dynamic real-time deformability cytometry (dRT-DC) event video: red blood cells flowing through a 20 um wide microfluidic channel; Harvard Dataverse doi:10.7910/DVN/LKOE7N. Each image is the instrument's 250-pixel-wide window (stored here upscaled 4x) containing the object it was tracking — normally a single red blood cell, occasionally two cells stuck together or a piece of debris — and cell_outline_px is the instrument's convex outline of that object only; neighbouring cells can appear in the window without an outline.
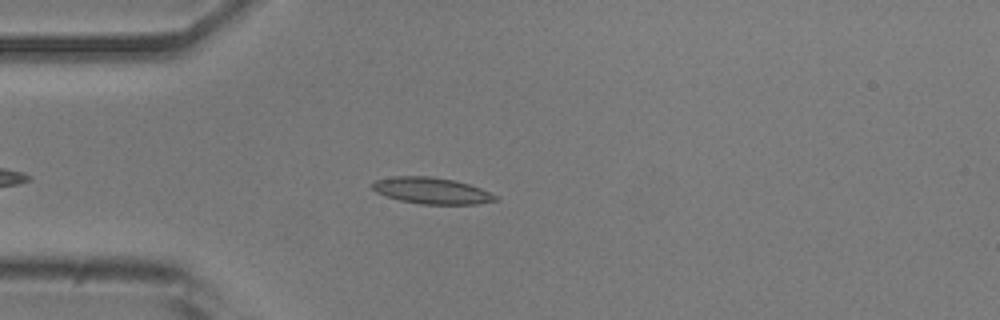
{"species": "common noctule bat (a hibernating species)", "species_latin": "Nyctalus noctula", "temperature_condition": "room temperature", "stored_images_in_passage": 46, "camera_frame_rate_fps": 3000, "um_per_image_px": 0.085, "animal": {"sex": "male", "body_mass_g": 20.5, "forearm_length_mm": 52.5}, "frame": {"image": 1, "passage_image": 13, "time_ms": 4.0, "image_size_px": [1000, 320], "cell_outline_px": [[500, 200], [476, 204], [420, 204], [400, 200], [376, 192], [372, 188], [372, 184], [376, 180], [392, 176], [432, 176], [452, 180], [468, 184], [480, 188], [496, 196]], "centroid_in_image_um": [36.68, 16.21], "position_along_channel_um": 48.3, "area_um2": 18.73}}
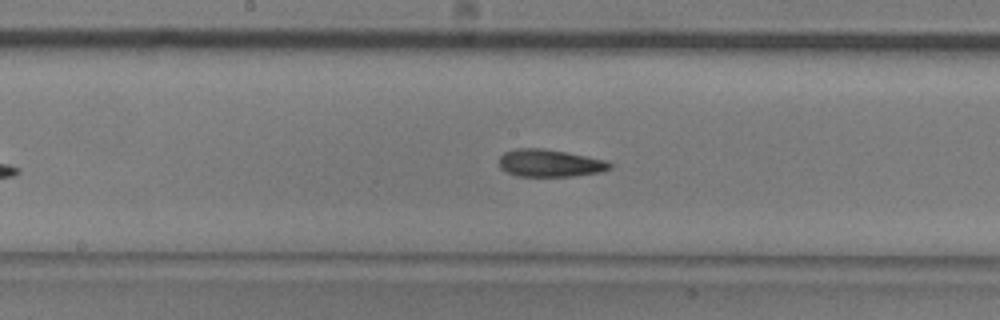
{"frame": {"image": 2, "passage_image": 26, "time_ms": 8.333, "image_size_px": [1000, 320], "cell_outline_px": [[612, 168], [600, 172], [572, 176], [516, 176], [500, 168], [500, 156], [504, 152], [516, 148], [544, 148], [608, 160], [612, 164]], "centroid_in_image_um": [46.75, 13.86], "position_along_channel_um": 201.4, "area_um2": 17.74}}
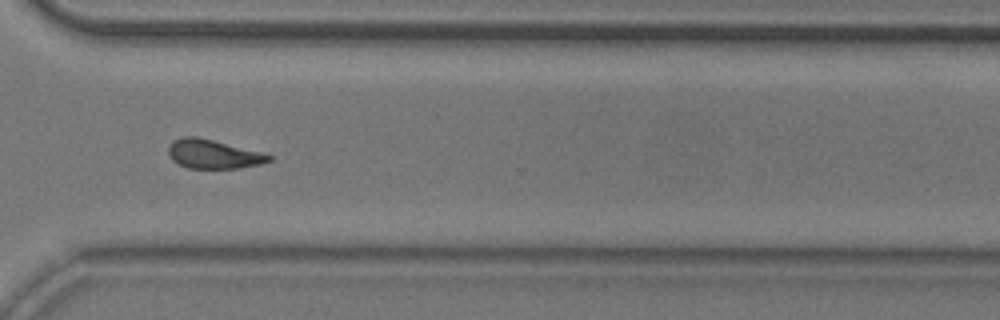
{"frame": {"image": 3, "passage_image": 38, "time_ms": 12.333, "image_size_px": [1000, 320], "cell_outline_px": [[272, 160], [260, 164], [240, 168], [188, 168], [172, 160], [168, 156], [168, 144], [172, 140], [184, 136], [196, 136], [260, 152], [272, 156]], "centroid_in_image_um": [18.07, 13.1], "position_along_channel_um": 352.5, "area_um2": 16.88}, "authors_computed_cell_mechanics": {"area_um2": 18.0336, "velocity_mm_per_s": 3.7875, "shape_relaxation_time_tau1_ms": 6.6544, "shape_relaxation_time_tau2_ms": 4.0454, "deformation_change_tau1": 0.1582, "deformation_change_tau2": 0.1251}}